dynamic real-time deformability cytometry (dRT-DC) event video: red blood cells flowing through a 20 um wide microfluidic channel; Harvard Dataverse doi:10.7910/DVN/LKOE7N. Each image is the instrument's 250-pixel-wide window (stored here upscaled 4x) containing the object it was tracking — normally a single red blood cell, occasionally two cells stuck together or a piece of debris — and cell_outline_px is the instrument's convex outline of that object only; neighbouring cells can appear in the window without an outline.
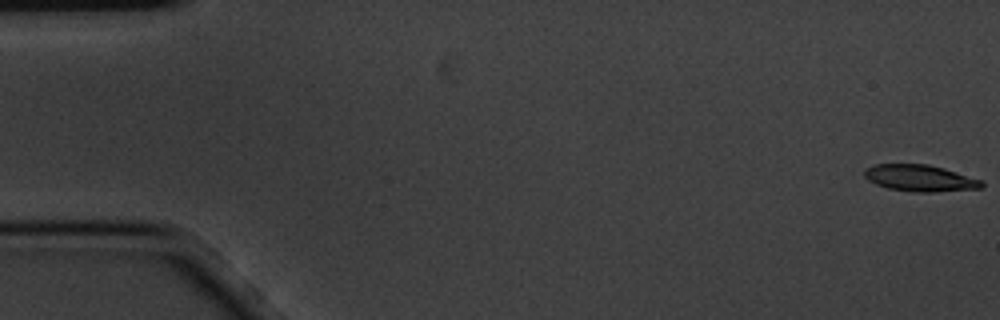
{"species": "common noctule bat (a hibernating species)", "species_latin": "Nyctalus noctula", "temperature_condition": "cold", "stored_images_in_passage": 11, "camera_frame_rate_fps": 3000, "um_per_image_px": 0.085, "animal": {"sex": "male", "body_mass_g": 20.1, "forearm_length_mm": 53.5}, "frame": {"image": 1, "passage_image": 1, "time_ms": 0.0, "image_size_px": [1000, 320], "cell_outline_px": [[984, 188], [936, 192], [912, 192], [888, 188], [876, 184], [868, 180], [864, 176], [864, 168], [876, 164], [928, 164], [944, 168], [980, 180], [984, 184]], "centroid_in_image_um": [78.18, 15.14], "position_along_channel_um": 6.8, "area_um2": 18.21}}
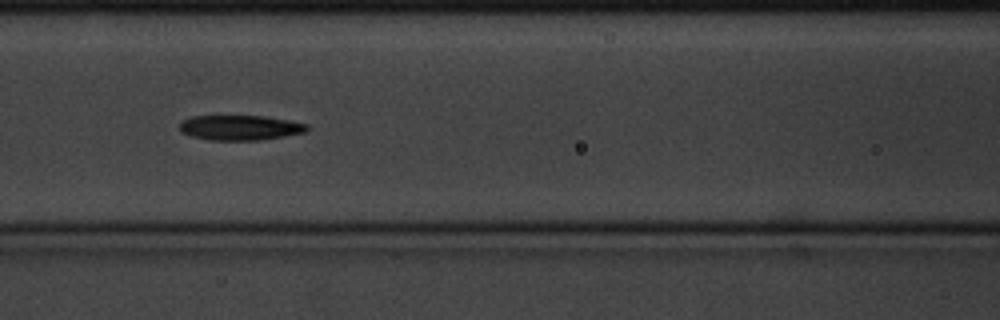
{"frame": {"image": 2, "passage_image": 7, "time_ms": 2.0, "image_size_px": [1000, 320], "cell_outline_px": [[308, 132], [260, 140], [208, 140], [192, 136], [180, 132], [180, 120], [192, 116], [264, 116], [288, 120], [308, 124]], "centroid_in_image_um": [20.4, 10.85], "position_along_channel_um": 146.2, "area_um2": 18.67}}
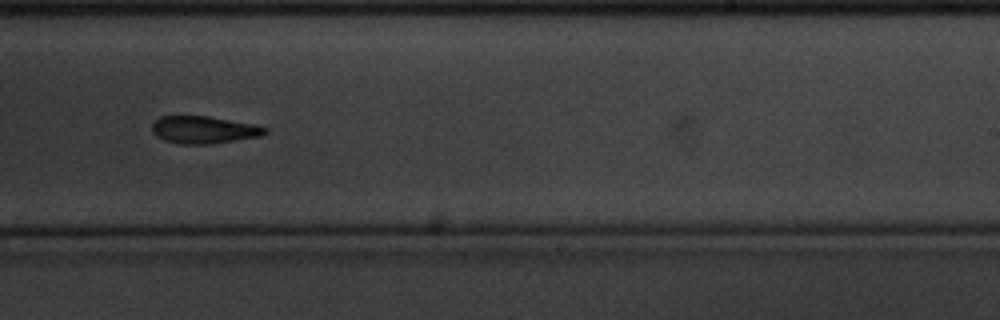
{"frame": {"image": 3, "passage_image": 10, "time_ms": 3.0, "image_size_px": [1000, 320], "cell_outline_px": [[268, 132], [260, 136], [212, 144], [180, 144], [164, 140], [156, 136], [152, 132], [152, 124], [160, 116], [208, 116], [252, 124], [268, 128]], "centroid_in_image_um": [17.3, 11.04], "position_along_channel_um": 271.7, "area_um2": 17.98}}